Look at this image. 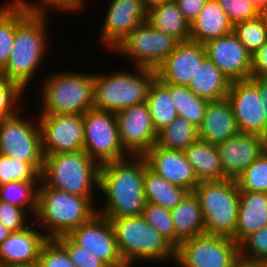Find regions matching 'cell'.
Returning a JSON list of instances; mask_svg holds the SVG:
<instances>
[{"label":"cell","mask_w":267,"mask_h":267,"mask_svg":"<svg viewBox=\"0 0 267 267\" xmlns=\"http://www.w3.org/2000/svg\"><path fill=\"white\" fill-rule=\"evenodd\" d=\"M147 167L143 156L101 165L97 190L104 195V203L98 214L108 219L142 215L146 205L143 183Z\"/></svg>","instance_id":"cell-1"},{"label":"cell","mask_w":267,"mask_h":267,"mask_svg":"<svg viewBox=\"0 0 267 267\" xmlns=\"http://www.w3.org/2000/svg\"><path fill=\"white\" fill-rule=\"evenodd\" d=\"M94 199L49 188L40 180L37 212L33 221L37 227L43 226L41 231H45L48 239L69 235L98 213Z\"/></svg>","instance_id":"cell-2"},{"label":"cell","mask_w":267,"mask_h":267,"mask_svg":"<svg viewBox=\"0 0 267 267\" xmlns=\"http://www.w3.org/2000/svg\"><path fill=\"white\" fill-rule=\"evenodd\" d=\"M47 20V13L33 10L17 26L11 54L1 70L7 80L19 84L25 91L49 49Z\"/></svg>","instance_id":"cell-3"},{"label":"cell","mask_w":267,"mask_h":267,"mask_svg":"<svg viewBox=\"0 0 267 267\" xmlns=\"http://www.w3.org/2000/svg\"><path fill=\"white\" fill-rule=\"evenodd\" d=\"M109 220L115 232L119 252L127 267H133L137 260H146V263H164L167 260L175 262L176 247L142 215Z\"/></svg>","instance_id":"cell-4"},{"label":"cell","mask_w":267,"mask_h":267,"mask_svg":"<svg viewBox=\"0 0 267 267\" xmlns=\"http://www.w3.org/2000/svg\"><path fill=\"white\" fill-rule=\"evenodd\" d=\"M133 70L94 73V108L116 114L146 102L149 88L156 79V70L143 67H134Z\"/></svg>","instance_id":"cell-5"},{"label":"cell","mask_w":267,"mask_h":267,"mask_svg":"<svg viewBox=\"0 0 267 267\" xmlns=\"http://www.w3.org/2000/svg\"><path fill=\"white\" fill-rule=\"evenodd\" d=\"M100 166L84 151L44 156L40 180L49 188L94 197Z\"/></svg>","instance_id":"cell-6"},{"label":"cell","mask_w":267,"mask_h":267,"mask_svg":"<svg viewBox=\"0 0 267 267\" xmlns=\"http://www.w3.org/2000/svg\"><path fill=\"white\" fill-rule=\"evenodd\" d=\"M46 78L40 94V114L83 115L94 108V73L68 70L52 73Z\"/></svg>","instance_id":"cell-7"},{"label":"cell","mask_w":267,"mask_h":267,"mask_svg":"<svg viewBox=\"0 0 267 267\" xmlns=\"http://www.w3.org/2000/svg\"><path fill=\"white\" fill-rule=\"evenodd\" d=\"M202 209L205 233L234 240L240 190L235 180L202 181L194 190Z\"/></svg>","instance_id":"cell-8"},{"label":"cell","mask_w":267,"mask_h":267,"mask_svg":"<svg viewBox=\"0 0 267 267\" xmlns=\"http://www.w3.org/2000/svg\"><path fill=\"white\" fill-rule=\"evenodd\" d=\"M83 150L99 165L130 157L119 136L115 113L89 109L83 115Z\"/></svg>","instance_id":"cell-9"},{"label":"cell","mask_w":267,"mask_h":267,"mask_svg":"<svg viewBox=\"0 0 267 267\" xmlns=\"http://www.w3.org/2000/svg\"><path fill=\"white\" fill-rule=\"evenodd\" d=\"M22 114L20 110L0 120V154L28 162L41 174L44 155L38 118L29 121Z\"/></svg>","instance_id":"cell-10"},{"label":"cell","mask_w":267,"mask_h":267,"mask_svg":"<svg viewBox=\"0 0 267 267\" xmlns=\"http://www.w3.org/2000/svg\"><path fill=\"white\" fill-rule=\"evenodd\" d=\"M239 256V245L224 236L202 234L184 240L176 248L179 267H233Z\"/></svg>","instance_id":"cell-11"},{"label":"cell","mask_w":267,"mask_h":267,"mask_svg":"<svg viewBox=\"0 0 267 267\" xmlns=\"http://www.w3.org/2000/svg\"><path fill=\"white\" fill-rule=\"evenodd\" d=\"M179 42L172 36L155 29L148 21L137 26L114 50L129 61L133 67L156 70L175 50Z\"/></svg>","instance_id":"cell-12"},{"label":"cell","mask_w":267,"mask_h":267,"mask_svg":"<svg viewBox=\"0 0 267 267\" xmlns=\"http://www.w3.org/2000/svg\"><path fill=\"white\" fill-rule=\"evenodd\" d=\"M38 122L44 156L83 150L82 115L38 114Z\"/></svg>","instance_id":"cell-13"},{"label":"cell","mask_w":267,"mask_h":267,"mask_svg":"<svg viewBox=\"0 0 267 267\" xmlns=\"http://www.w3.org/2000/svg\"><path fill=\"white\" fill-rule=\"evenodd\" d=\"M121 144L130 156H143L157 142L147 102L116 113Z\"/></svg>","instance_id":"cell-14"},{"label":"cell","mask_w":267,"mask_h":267,"mask_svg":"<svg viewBox=\"0 0 267 267\" xmlns=\"http://www.w3.org/2000/svg\"><path fill=\"white\" fill-rule=\"evenodd\" d=\"M239 132L260 135L267 139L264 106L256 85L250 80H233L227 95Z\"/></svg>","instance_id":"cell-15"},{"label":"cell","mask_w":267,"mask_h":267,"mask_svg":"<svg viewBox=\"0 0 267 267\" xmlns=\"http://www.w3.org/2000/svg\"><path fill=\"white\" fill-rule=\"evenodd\" d=\"M69 236L108 267H127L118 249L112 223L96 214L89 222L75 228Z\"/></svg>","instance_id":"cell-16"},{"label":"cell","mask_w":267,"mask_h":267,"mask_svg":"<svg viewBox=\"0 0 267 267\" xmlns=\"http://www.w3.org/2000/svg\"><path fill=\"white\" fill-rule=\"evenodd\" d=\"M103 20L100 41L114 51L140 24L147 21L148 11L142 0H111Z\"/></svg>","instance_id":"cell-17"},{"label":"cell","mask_w":267,"mask_h":267,"mask_svg":"<svg viewBox=\"0 0 267 267\" xmlns=\"http://www.w3.org/2000/svg\"><path fill=\"white\" fill-rule=\"evenodd\" d=\"M224 179L235 180L267 150V139L256 134L238 132L216 145Z\"/></svg>","instance_id":"cell-18"},{"label":"cell","mask_w":267,"mask_h":267,"mask_svg":"<svg viewBox=\"0 0 267 267\" xmlns=\"http://www.w3.org/2000/svg\"><path fill=\"white\" fill-rule=\"evenodd\" d=\"M206 56L204 44L192 40L181 41L156 69V79L160 83L189 86L199 64Z\"/></svg>","instance_id":"cell-19"},{"label":"cell","mask_w":267,"mask_h":267,"mask_svg":"<svg viewBox=\"0 0 267 267\" xmlns=\"http://www.w3.org/2000/svg\"><path fill=\"white\" fill-rule=\"evenodd\" d=\"M204 45L207 56L231 81L251 77V54L234 32L210 40Z\"/></svg>","instance_id":"cell-20"},{"label":"cell","mask_w":267,"mask_h":267,"mask_svg":"<svg viewBox=\"0 0 267 267\" xmlns=\"http://www.w3.org/2000/svg\"><path fill=\"white\" fill-rule=\"evenodd\" d=\"M143 157L148 168L169 183L181 186L189 192H194L200 183L184 151L168 150L155 144Z\"/></svg>","instance_id":"cell-21"},{"label":"cell","mask_w":267,"mask_h":267,"mask_svg":"<svg viewBox=\"0 0 267 267\" xmlns=\"http://www.w3.org/2000/svg\"><path fill=\"white\" fill-rule=\"evenodd\" d=\"M33 221L25 229L12 232L0 244V265L29 264L38 261L40 251L48 240L45 233L34 228ZM34 228V229H33Z\"/></svg>","instance_id":"cell-22"},{"label":"cell","mask_w":267,"mask_h":267,"mask_svg":"<svg viewBox=\"0 0 267 267\" xmlns=\"http://www.w3.org/2000/svg\"><path fill=\"white\" fill-rule=\"evenodd\" d=\"M239 132L232 106L227 98L209 101L201 126L198 128V140L219 144Z\"/></svg>","instance_id":"cell-23"},{"label":"cell","mask_w":267,"mask_h":267,"mask_svg":"<svg viewBox=\"0 0 267 267\" xmlns=\"http://www.w3.org/2000/svg\"><path fill=\"white\" fill-rule=\"evenodd\" d=\"M267 226V193L240 191L234 241L239 245L247 236Z\"/></svg>","instance_id":"cell-24"},{"label":"cell","mask_w":267,"mask_h":267,"mask_svg":"<svg viewBox=\"0 0 267 267\" xmlns=\"http://www.w3.org/2000/svg\"><path fill=\"white\" fill-rule=\"evenodd\" d=\"M233 27L217 0H207L201 12L190 24V40L206 44L210 40L233 32Z\"/></svg>","instance_id":"cell-25"},{"label":"cell","mask_w":267,"mask_h":267,"mask_svg":"<svg viewBox=\"0 0 267 267\" xmlns=\"http://www.w3.org/2000/svg\"><path fill=\"white\" fill-rule=\"evenodd\" d=\"M231 80L206 56L199 64L188 88L198 97L208 101L227 98Z\"/></svg>","instance_id":"cell-26"},{"label":"cell","mask_w":267,"mask_h":267,"mask_svg":"<svg viewBox=\"0 0 267 267\" xmlns=\"http://www.w3.org/2000/svg\"><path fill=\"white\" fill-rule=\"evenodd\" d=\"M175 229V247L182 241L205 233V223L199 199L188 192L183 200L171 210Z\"/></svg>","instance_id":"cell-27"},{"label":"cell","mask_w":267,"mask_h":267,"mask_svg":"<svg viewBox=\"0 0 267 267\" xmlns=\"http://www.w3.org/2000/svg\"><path fill=\"white\" fill-rule=\"evenodd\" d=\"M147 21L178 42L190 40V23L184 18L175 0L151 8L147 13Z\"/></svg>","instance_id":"cell-28"},{"label":"cell","mask_w":267,"mask_h":267,"mask_svg":"<svg viewBox=\"0 0 267 267\" xmlns=\"http://www.w3.org/2000/svg\"><path fill=\"white\" fill-rule=\"evenodd\" d=\"M33 11L24 0L0 5V70L8 62L17 26Z\"/></svg>","instance_id":"cell-29"},{"label":"cell","mask_w":267,"mask_h":267,"mask_svg":"<svg viewBox=\"0 0 267 267\" xmlns=\"http://www.w3.org/2000/svg\"><path fill=\"white\" fill-rule=\"evenodd\" d=\"M184 152L199 182L224 180V172L215 144L197 140Z\"/></svg>","instance_id":"cell-30"},{"label":"cell","mask_w":267,"mask_h":267,"mask_svg":"<svg viewBox=\"0 0 267 267\" xmlns=\"http://www.w3.org/2000/svg\"><path fill=\"white\" fill-rule=\"evenodd\" d=\"M143 189L146 202L163 206L168 210L174 209L189 192L181 186L169 183L148 167L144 171Z\"/></svg>","instance_id":"cell-31"},{"label":"cell","mask_w":267,"mask_h":267,"mask_svg":"<svg viewBox=\"0 0 267 267\" xmlns=\"http://www.w3.org/2000/svg\"><path fill=\"white\" fill-rule=\"evenodd\" d=\"M170 93L178 116L185 118L199 128L209 103L207 99L196 96L188 86L161 83Z\"/></svg>","instance_id":"cell-32"},{"label":"cell","mask_w":267,"mask_h":267,"mask_svg":"<svg viewBox=\"0 0 267 267\" xmlns=\"http://www.w3.org/2000/svg\"><path fill=\"white\" fill-rule=\"evenodd\" d=\"M146 102L157 134L178 117L169 91L157 79L149 88Z\"/></svg>","instance_id":"cell-33"},{"label":"cell","mask_w":267,"mask_h":267,"mask_svg":"<svg viewBox=\"0 0 267 267\" xmlns=\"http://www.w3.org/2000/svg\"><path fill=\"white\" fill-rule=\"evenodd\" d=\"M198 140V128L183 117L178 116L168 127L158 133L156 144L168 150L185 151Z\"/></svg>","instance_id":"cell-34"},{"label":"cell","mask_w":267,"mask_h":267,"mask_svg":"<svg viewBox=\"0 0 267 267\" xmlns=\"http://www.w3.org/2000/svg\"><path fill=\"white\" fill-rule=\"evenodd\" d=\"M40 181H14L0 185V200L23 208L35 217Z\"/></svg>","instance_id":"cell-35"},{"label":"cell","mask_w":267,"mask_h":267,"mask_svg":"<svg viewBox=\"0 0 267 267\" xmlns=\"http://www.w3.org/2000/svg\"><path fill=\"white\" fill-rule=\"evenodd\" d=\"M233 32L251 55L267 42V23L262 15L235 24Z\"/></svg>","instance_id":"cell-36"},{"label":"cell","mask_w":267,"mask_h":267,"mask_svg":"<svg viewBox=\"0 0 267 267\" xmlns=\"http://www.w3.org/2000/svg\"><path fill=\"white\" fill-rule=\"evenodd\" d=\"M240 191L267 193V150L236 179Z\"/></svg>","instance_id":"cell-37"},{"label":"cell","mask_w":267,"mask_h":267,"mask_svg":"<svg viewBox=\"0 0 267 267\" xmlns=\"http://www.w3.org/2000/svg\"><path fill=\"white\" fill-rule=\"evenodd\" d=\"M14 181H40V173L28 162L0 154V185Z\"/></svg>","instance_id":"cell-38"},{"label":"cell","mask_w":267,"mask_h":267,"mask_svg":"<svg viewBox=\"0 0 267 267\" xmlns=\"http://www.w3.org/2000/svg\"><path fill=\"white\" fill-rule=\"evenodd\" d=\"M24 93L25 90L19 84L7 80L0 70V120L25 110L19 105Z\"/></svg>","instance_id":"cell-39"},{"label":"cell","mask_w":267,"mask_h":267,"mask_svg":"<svg viewBox=\"0 0 267 267\" xmlns=\"http://www.w3.org/2000/svg\"><path fill=\"white\" fill-rule=\"evenodd\" d=\"M142 216L151 226L175 246V229L173 226L171 210L151 202H146Z\"/></svg>","instance_id":"cell-40"},{"label":"cell","mask_w":267,"mask_h":267,"mask_svg":"<svg viewBox=\"0 0 267 267\" xmlns=\"http://www.w3.org/2000/svg\"><path fill=\"white\" fill-rule=\"evenodd\" d=\"M239 256L246 261L263 262L267 260V226L247 236L239 244Z\"/></svg>","instance_id":"cell-41"},{"label":"cell","mask_w":267,"mask_h":267,"mask_svg":"<svg viewBox=\"0 0 267 267\" xmlns=\"http://www.w3.org/2000/svg\"><path fill=\"white\" fill-rule=\"evenodd\" d=\"M55 240L65 249L76 267H108L97 256L78 245L69 235L57 237Z\"/></svg>","instance_id":"cell-42"},{"label":"cell","mask_w":267,"mask_h":267,"mask_svg":"<svg viewBox=\"0 0 267 267\" xmlns=\"http://www.w3.org/2000/svg\"><path fill=\"white\" fill-rule=\"evenodd\" d=\"M38 262L40 267H76L65 249L55 239H48L44 243Z\"/></svg>","instance_id":"cell-43"},{"label":"cell","mask_w":267,"mask_h":267,"mask_svg":"<svg viewBox=\"0 0 267 267\" xmlns=\"http://www.w3.org/2000/svg\"><path fill=\"white\" fill-rule=\"evenodd\" d=\"M233 25L261 15L249 0H217Z\"/></svg>","instance_id":"cell-44"},{"label":"cell","mask_w":267,"mask_h":267,"mask_svg":"<svg viewBox=\"0 0 267 267\" xmlns=\"http://www.w3.org/2000/svg\"><path fill=\"white\" fill-rule=\"evenodd\" d=\"M27 214L23 208L0 200V223L10 232L21 231L31 224Z\"/></svg>","instance_id":"cell-45"},{"label":"cell","mask_w":267,"mask_h":267,"mask_svg":"<svg viewBox=\"0 0 267 267\" xmlns=\"http://www.w3.org/2000/svg\"><path fill=\"white\" fill-rule=\"evenodd\" d=\"M34 11L37 12H47L48 8H53L54 10H58L57 12H67V13H74L82 10L87 3V0H40L32 2L30 0H24Z\"/></svg>","instance_id":"cell-46"},{"label":"cell","mask_w":267,"mask_h":267,"mask_svg":"<svg viewBox=\"0 0 267 267\" xmlns=\"http://www.w3.org/2000/svg\"><path fill=\"white\" fill-rule=\"evenodd\" d=\"M251 77H267V42L251 55Z\"/></svg>","instance_id":"cell-47"},{"label":"cell","mask_w":267,"mask_h":267,"mask_svg":"<svg viewBox=\"0 0 267 267\" xmlns=\"http://www.w3.org/2000/svg\"><path fill=\"white\" fill-rule=\"evenodd\" d=\"M184 18L191 24L201 12L207 0H175Z\"/></svg>","instance_id":"cell-48"},{"label":"cell","mask_w":267,"mask_h":267,"mask_svg":"<svg viewBox=\"0 0 267 267\" xmlns=\"http://www.w3.org/2000/svg\"><path fill=\"white\" fill-rule=\"evenodd\" d=\"M257 87L261 103L264 106V114L267 123V77H250L249 78Z\"/></svg>","instance_id":"cell-49"},{"label":"cell","mask_w":267,"mask_h":267,"mask_svg":"<svg viewBox=\"0 0 267 267\" xmlns=\"http://www.w3.org/2000/svg\"><path fill=\"white\" fill-rule=\"evenodd\" d=\"M233 267H264L262 262L246 261L239 258Z\"/></svg>","instance_id":"cell-50"},{"label":"cell","mask_w":267,"mask_h":267,"mask_svg":"<svg viewBox=\"0 0 267 267\" xmlns=\"http://www.w3.org/2000/svg\"><path fill=\"white\" fill-rule=\"evenodd\" d=\"M249 1L260 14L267 8V0H249Z\"/></svg>","instance_id":"cell-51"},{"label":"cell","mask_w":267,"mask_h":267,"mask_svg":"<svg viewBox=\"0 0 267 267\" xmlns=\"http://www.w3.org/2000/svg\"><path fill=\"white\" fill-rule=\"evenodd\" d=\"M166 1H170V0H142L143 6L145 7V9L147 11H149L151 8L160 5Z\"/></svg>","instance_id":"cell-52"},{"label":"cell","mask_w":267,"mask_h":267,"mask_svg":"<svg viewBox=\"0 0 267 267\" xmlns=\"http://www.w3.org/2000/svg\"><path fill=\"white\" fill-rule=\"evenodd\" d=\"M8 229L5 228L4 225L0 223V244L11 234Z\"/></svg>","instance_id":"cell-53"},{"label":"cell","mask_w":267,"mask_h":267,"mask_svg":"<svg viewBox=\"0 0 267 267\" xmlns=\"http://www.w3.org/2000/svg\"><path fill=\"white\" fill-rule=\"evenodd\" d=\"M3 267H40V264L38 261L29 263V264H13V265H8V266H3Z\"/></svg>","instance_id":"cell-54"},{"label":"cell","mask_w":267,"mask_h":267,"mask_svg":"<svg viewBox=\"0 0 267 267\" xmlns=\"http://www.w3.org/2000/svg\"><path fill=\"white\" fill-rule=\"evenodd\" d=\"M265 20H267V8L261 13Z\"/></svg>","instance_id":"cell-55"},{"label":"cell","mask_w":267,"mask_h":267,"mask_svg":"<svg viewBox=\"0 0 267 267\" xmlns=\"http://www.w3.org/2000/svg\"><path fill=\"white\" fill-rule=\"evenodd\" d=\"M262 263H263V266L264 267H267V260L266 261H263Z\"/></svg>","instance_id":"cell-56"}]
</instances>
